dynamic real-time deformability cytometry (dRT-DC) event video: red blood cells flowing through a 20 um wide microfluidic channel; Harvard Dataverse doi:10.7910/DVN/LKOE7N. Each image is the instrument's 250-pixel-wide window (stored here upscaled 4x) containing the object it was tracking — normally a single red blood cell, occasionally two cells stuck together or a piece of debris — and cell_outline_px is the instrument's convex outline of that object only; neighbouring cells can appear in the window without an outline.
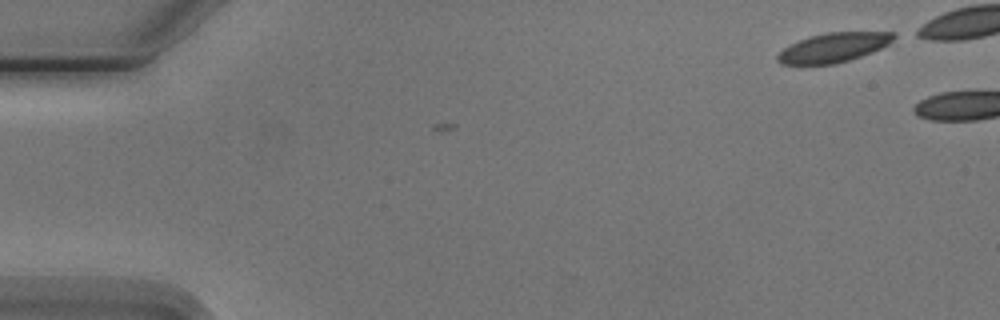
{"species": "Egyptian fruit bat (a non-hibernating species)", "species_latin": "Rousettus aegyptiacus", "temperature_condition": "cold", "stored_images_in_passage": 5, "segment_of_instrument_passage": [2, 2], "camera_frame_rate_fps": 3000, "um_per_image_px": 0.085, "animal": {"sex": "male"}, "frame": {"image": 1, "passage_image": 5, "time_ms": 5.667, "image_size_px": [1000, 320], "cell_outline_px": [[900, 36], [888, 44], [880, 48], [860, 56], [836, 64], [784, 64], [776, 60], [776, 56], [784, 48], [808, 36], [828, 32], [896, 32]], "centroid_in_image_um": [70.89, 4.02], "position_along_channel_um": 14.1, "area_um2": 19.77}}